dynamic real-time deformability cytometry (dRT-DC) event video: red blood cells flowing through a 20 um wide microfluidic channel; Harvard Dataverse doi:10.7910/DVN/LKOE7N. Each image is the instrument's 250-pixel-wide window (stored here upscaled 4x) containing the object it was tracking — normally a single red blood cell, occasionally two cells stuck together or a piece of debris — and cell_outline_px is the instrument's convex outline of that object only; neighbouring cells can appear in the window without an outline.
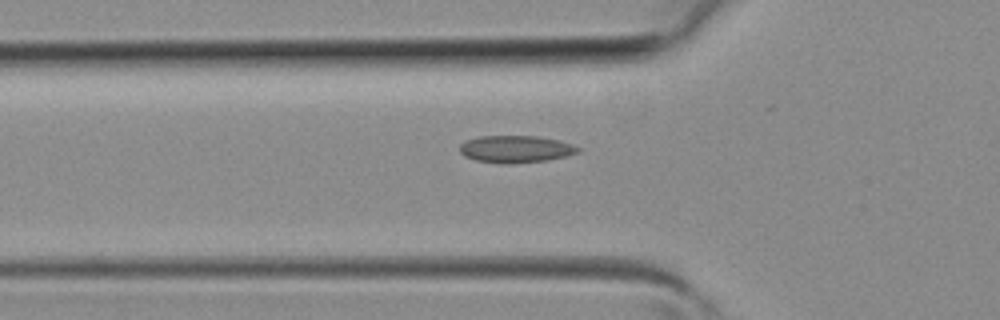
{"species": "common noctule bat (a hibernating species)", "species_latin": "Nyctalus noctula", "temperature_condition": "room temperature", "stored_images_in_passage": 39, "camera_frame_rate_fps": 3000, "um_per_image_px": 0.085, "animal": {"sex": "female", "body_mass_g": 19.3, "forearm_length_mm": 54.1}, "frame": {"image": 1, "passage_image": 14, "time_ms": 4.333, "image_size_px": [1000, 320], "cell_outline_px": [[580, 152], [548, 160], [512, 164], [500, 164], [476, 160], [464, 156], [460, 152], [460, 144], [464, 140], [480, 136], [536, 136], [556, 140], [572, 144], [580, 148]], "centroid_in_image_um": [43.8, 12.68], "position_along_channel_um": 82.0, "area_um2": 18.79}}
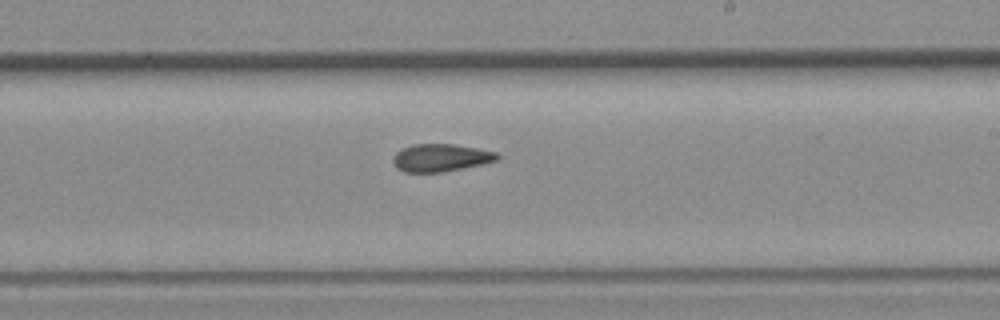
{"frame": {"image": 2, "passage_image": 24, "time_ms": 7.667, "image_size_px": [1000, 320], "cell_outline_px": [[500, 160], [444, 172], [404, 172], [396, 168], [392, 164], [392, 156], [400, 148], [412, 144], [452, 144], [476, 148], [496, 152], [500, 156]], "centroid_in_image_um": [37.42, 13.41], "position_along_channel_um": 251.6, "area_um2": 16.99}}
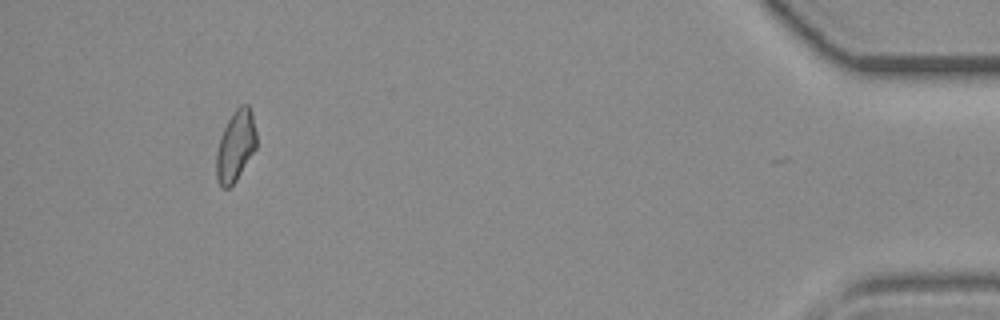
{"frame": {"image": 3, "passage_image": 38, "time_ms": 12.333, "image_size_px": [1000, 320], "cell_outline_px": [[256, 148], [236, 180], [228, 188], [220, 188], [216, 176], [216, 152], [220, 136], [232, 112], [240, 104], [248, 104], [252, 112], [256, 132]], "centroid_in_image_um": [20.01, 12.39], "position_along_channel_um": 415.2, "area_um2": 16.65}}